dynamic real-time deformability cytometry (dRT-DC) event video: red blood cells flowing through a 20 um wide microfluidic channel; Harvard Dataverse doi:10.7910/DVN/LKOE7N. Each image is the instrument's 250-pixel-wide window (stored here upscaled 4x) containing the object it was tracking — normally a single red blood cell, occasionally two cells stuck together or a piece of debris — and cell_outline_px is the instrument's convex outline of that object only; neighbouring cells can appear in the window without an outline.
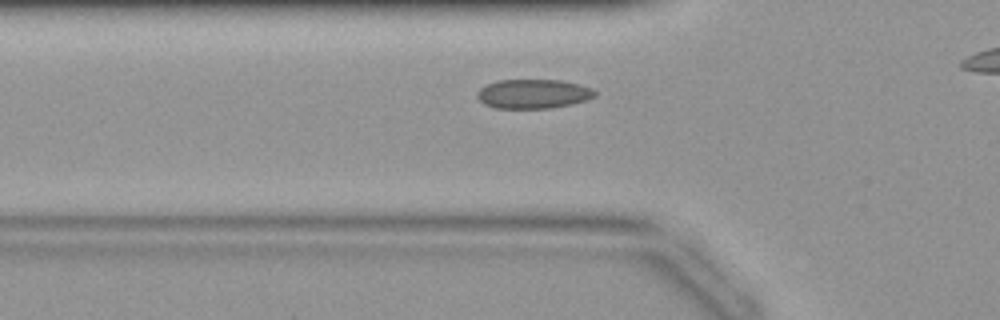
{"species": "common noctule bat (a hibernating species)", "species_latin": "Nyctalus noctula", "temperature_condition": "warm", "stored_images_in_passage": 30, "camera_frame_rate_fps": 3000, "um_per_image_px": 0.085, "animal": {"sex": "female", "body_mass_g": 19.9}, "frame": {"image": 1, "passage_image": 9, "time_ms": 2.667, "image_size_px": [1000, 320], "cell_outline_px": [[596, 96], [588, 100], [572, 104], [552, 108], [496, 108], [484, 104], [476, 96], [476, 92], [480, 88], [496, 80], [560, 80], [580, 84], [592, 88], [596, 92]], "centroid_in_image_um": [45.34, 7.98], "position_along_channel_um": 80.5, "area_um2": 20.23}}
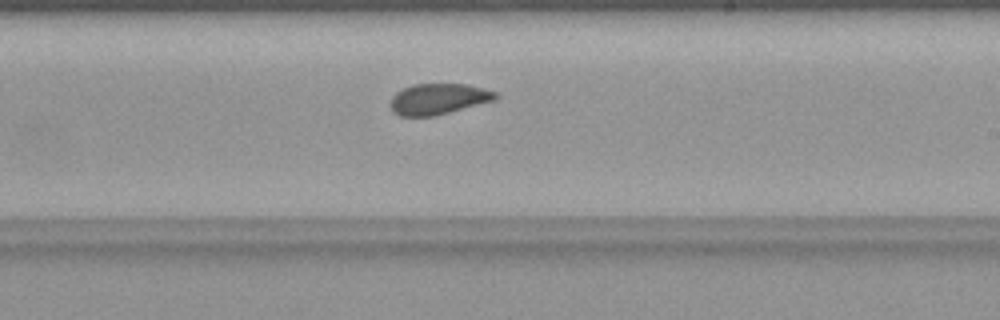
{"frame": {"image": 2, "passage_image": 20, "time_ms": 6.333, "image_size_px": [1000, 320], "cell_outline_px": [[500, 96], [496, 100], [436, 116], [400, 116], [392, 112], [388, 104], [392, 96], [396, 92], [412, 84], [468, 84], [484, 88], [496, 92]], "centroid_in_image_um": [37.26, 8.42], "position_along_channel_um": 251.7, "area_um2": 19.31}}
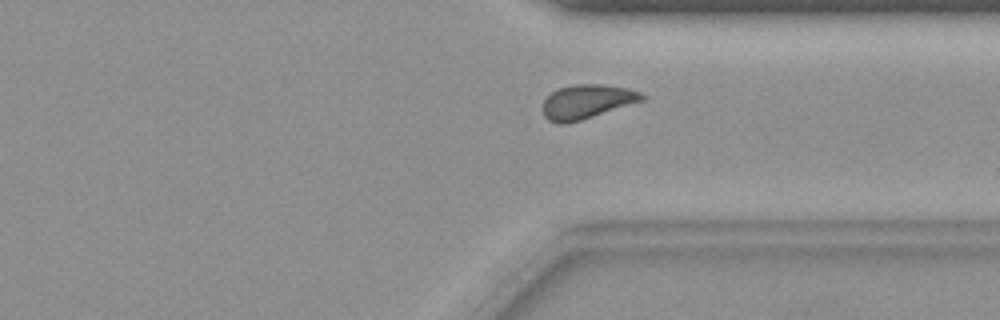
{"frame": {"image": 3, "passage_image": 27, "time_ms": 8.667, "image_size_px": [1000, 320], "cell_outline_px": [[644, 100], [580, 120], [564, 124], [556, 124], [548, 120], [544, 116], [544, 100], [552, 92], [560, 88], [576, 84], [600, 84], [628, 88], [640, 92], [644, 96]], "centroid_in_image_um": [49.87, 8.64], "position_along_channel_um": 361.5, "area_um2": 19.42}}